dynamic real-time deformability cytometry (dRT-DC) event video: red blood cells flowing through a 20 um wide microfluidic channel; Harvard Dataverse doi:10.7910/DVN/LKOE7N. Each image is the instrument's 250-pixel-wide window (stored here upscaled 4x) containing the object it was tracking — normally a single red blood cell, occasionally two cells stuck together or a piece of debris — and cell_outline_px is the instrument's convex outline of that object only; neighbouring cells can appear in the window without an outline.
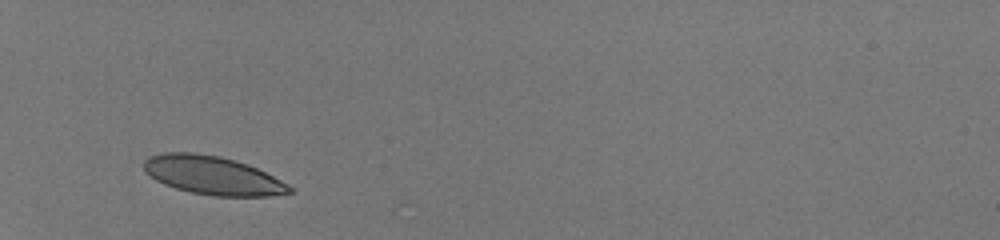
{"species": "human", "species_latin": "Homo sapiens", "temperature_condition": "room temperature", "stored_images_in_passage": 29, "camera_frame_rate_fps": 3000, "um_per_image_px": 0.085, "donor": {"sex": "male"}, "frame": {"image": 1, "passage_image": 1, "time_ms": 0.0, "image_size_px": [1000, 240], "cell_outline_px": [[292, 192], [268, 196], [212, 196], [192, 192], [176, 188], [164, 184], [156, 180], [144, 168], [144, 160], [148, 156], [164, 152], [196, 152], [220, 156], [236, 160], [248, 164], [288, 184], [292, 188]], "centroid_in_image_um": [18.06, 14.89], "position_along_channel_um": 66.9, "area_um2": 32.48}}
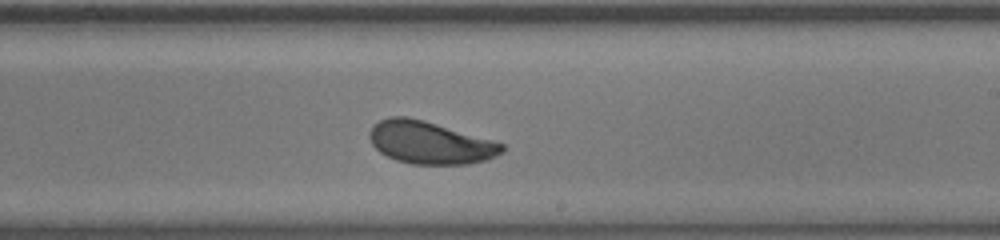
{"frame": {"image": 2, "passage_image": 16, "time_ms": 5.0, "image_size_px": [1000, 240], "cell_outline_px": [[504, 152], [488, 160], [468, 164], [412, 164], [396, 160], [380, 152], [372, 144], [368, 136], [368, 132], [380, 120], [388, 116], [408, 116], [424, 120], [504, 144]], "centroid_in_image_um": [36.54, 12.13], "position_along_channel_um": 252.5, "area_um2": 32.71}}
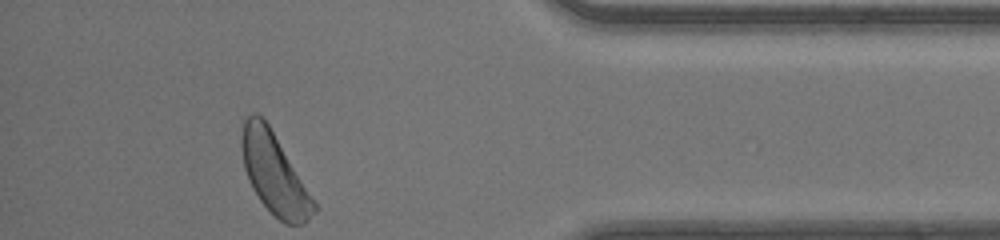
{"frame": {"image": 3, "passage_image": 29, "time_ms": 9.333, "image_size_px": [1000, 240], "cell_outline_px": [[316, 212], [304, 224], [284, 224], [260, 200], [252, 188], [244, 168], [240, 144], [240, 140], [244, 120], [252, 112], [256, 112], [268, 124], [316, 204]], "centroid_in_image_um": [23.28, 14.75], "position_along_channel_um": 411.9, "area_um2": 33.23}, "authors_computed_cell_mechanics": {"area_um2": 33.0616, "velocity_mm_per_s": 4.1455, "shape_relaxation_time_tau1_ms": 2.201, "shape_relaxation_time_tau2_ms": null, "deformation_change_tau1": 0.1147, "deformation_change_tau2": null}}